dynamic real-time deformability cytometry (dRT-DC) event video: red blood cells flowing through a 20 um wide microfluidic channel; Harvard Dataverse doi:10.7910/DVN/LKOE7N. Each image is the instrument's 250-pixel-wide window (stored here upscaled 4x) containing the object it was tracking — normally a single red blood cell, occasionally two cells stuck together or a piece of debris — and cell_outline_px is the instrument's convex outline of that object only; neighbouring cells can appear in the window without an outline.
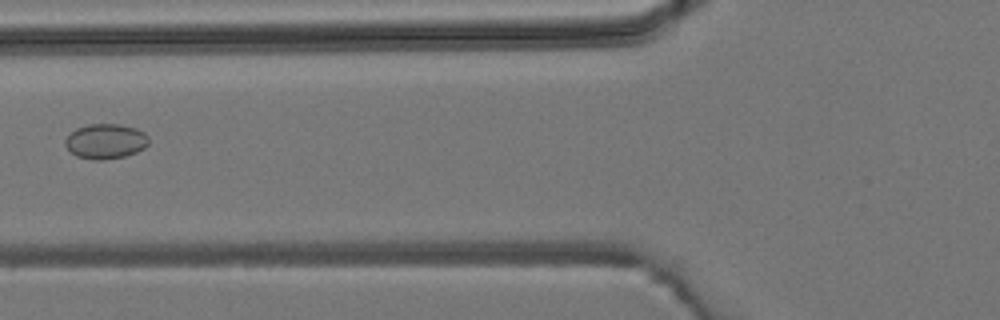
{"species": "common noctule bat (a hibernating species)", "species_latin": "Nyctalus noctula", "temperature_condition": "room temperature", "stored_images_in_passage": 5, "camera_frame_rate_fps": 3000, "um_per_image_px": 0.085, "animal": {"sex": "male", "body_mass_g": 19.2, "forearm_length_mm": 51.8}, "frame": {"image": 1, "passage_image": 5, "time_ms": 5.333, "image_size_px": [1000, 320], "cell_outline_px": [[148, 144], [144, 148], [136, 152], [124, 156], [104, 160], [92, 160], [76, 156], [64, 144], [64, 140], [76, 128], [88, 124], [120, 124], [136, 128], [144, 132], [148, 136]], "centroid_in_image_um": [8.98, 12.01], "position_along_channel_um": 116.8, "area_um2": 17.05}}